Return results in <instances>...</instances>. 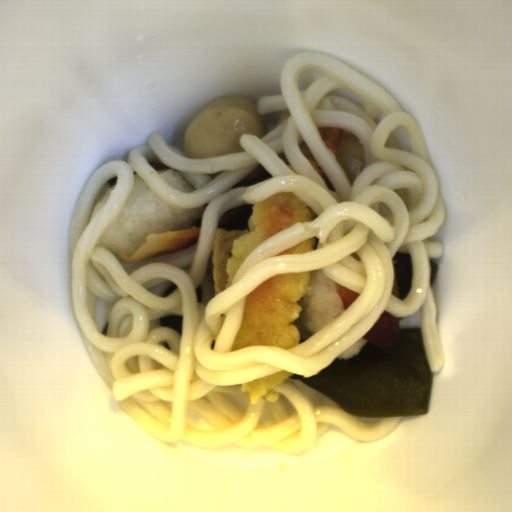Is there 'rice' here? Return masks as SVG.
Here are the masks:
<instances>
[{"label":"rice","instance_id":"1","mask_svg":"<svg viewBox=\"0 0 512 512\" xmlns=\"http://www.w3.org/2000/svg\"><path fill=\"white\" fill-rule=\"evenodd\" d=\"M207 205L177 208L159 199L139 174L133 173L132 186L121 211L96 246H104L111 254L133 255L148 235L191 228Z\"/></svg>","mask_w":512,"mask_h":512},{"label":"rice","instance_id":"2","mask_svg":"<svg viewBox=\"0 0 512 512\" xmlns=\"http://www.w3.org/2000/svg\"><path fill=\"white\" fill-rule=\"evenodd\" d=\"M335 283L322 268L311 270L306 292L298 302L300 313L293 323L298 331V345L347 311Z\"/></svg>","mask_w":512,"mask_h":512},{"label":"rice","instance_id":"3","mask_svg":"<svg viewBox=\"0 0 512 512\" xmlns=\"http://www.w3.org/2000/svg\"><path fill=\"white\" fill-rule=\"evenodd\" d=\"M156 172L161 179L176 192L191 193L197 191L187 179L175 168H169Z\"/></svg>","mask_w":512,"mask_h":512},{"label":"rice","instance_id":"4","mask_svg":"<svg viewBox=\"0 0 512 512\" xmlns=\"http://www.w3.org/2000/svg\"><path fill=\"white\" fill-rule=\"evenodd\" d=\"M117 185V182L113 184L106 192L105 194L96 202V204L92 207L90 219L88 225L92 222V220L97 216V214L102 210V208L107 204L109 201L115 187Z\"/></svg>","mask_w":512,"mask_h":512},{"label":"rice","instance_id":"5","mask_svg":"<svg viewBox=\"0 0 512 512\" xmlns=\"http://www.w3.org/2000/svg\"><path fill=\"white\" fill-rule=\"evenodd\" d=\"M368 340L362 339V337L357 340L354 344H352L349 348H347L344 352H342L339 356H337L335 359L338 360H345L350 359L354 356H356L362 348L365 346Z\"/></svg>","mask_w":512,"mask_h":512}]
</instances>
